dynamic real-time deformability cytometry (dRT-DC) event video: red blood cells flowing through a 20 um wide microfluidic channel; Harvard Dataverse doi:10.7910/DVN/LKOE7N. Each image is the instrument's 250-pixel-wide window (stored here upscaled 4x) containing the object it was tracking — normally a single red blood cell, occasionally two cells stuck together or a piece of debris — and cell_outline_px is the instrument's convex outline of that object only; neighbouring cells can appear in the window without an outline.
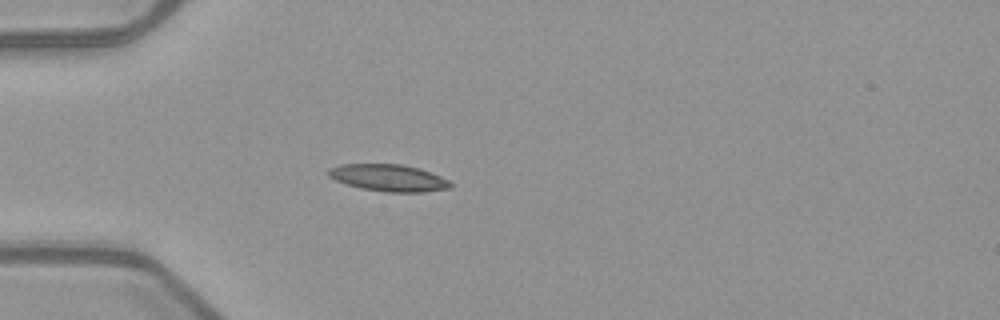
{"species": "common noctule bat (a hibernating species)", "species_latin": "Nyctalus noctula", "temperature_condition": "warm", "stored_images_in_passage": 38, "camera_frame_rate_fps": 3000, "um_per_image_px": 0.085, "animal": {"sex": "female", "body_mass_g": 21.9}, "frame": {"image": 1, "passage_image": 1, "time_ms": 0.0, "image_size_px": [1000, 320], "cell_outline_px": [[452, 188], [424, 192], [384, 192], [360, 188], [336, 180], [328, 176], [328, 168], [340, 164], [404, 164], [420, 168], [440, 176], [448, 180], [452, 184]], "centroid_in_image_um": [33.04, 15.11], "position_along_channel_um": 52.0, "area_um2": 19.25}}
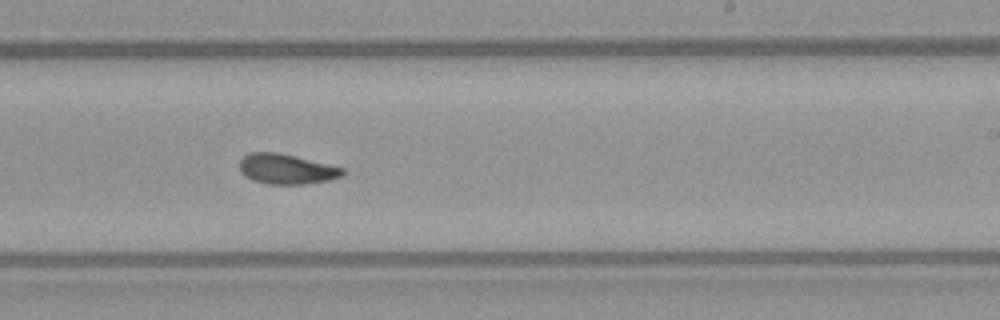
{"frame": {"image": 2, "passage_image": 18, "time_ms": 5.667, "image_size_px": [1000, 320], "cell_outline_px": [[344, 172], [340, 176], [328, 180], [304, 184], [268, 184], [252, 180], [244, 176], [240, 172], [240, 160], [244, 156], [252, 152], [276, 152], [344, 168]], "centroid_in_image_um": [24.3, 14.37], "position_along_channel_um": 264.7, "area_um2": 17.8}}
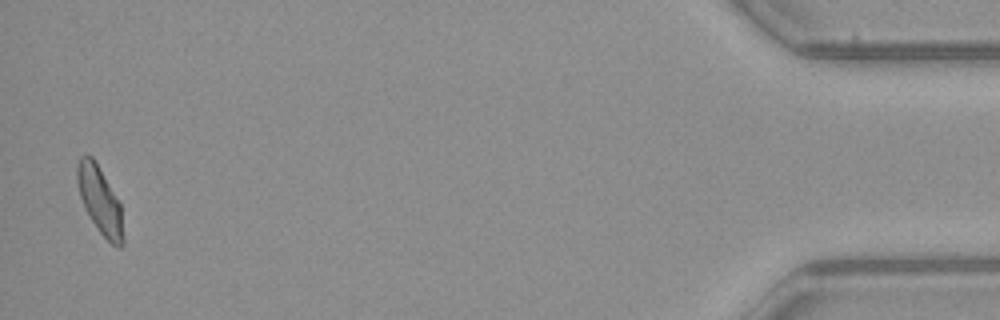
{"frame": {"image": 3, "passage_image": 37, "time_ms": 12.0, "image_size_px": [1000, 320], "cell_outline_px": [[124, 244], [120, 248], [112, 244], [100, 232], [92, 220], [80, 196], [76, 180], [76, 164], [80, 156], [92, 156], [120, 204], [124, 236]], "centroid_in_image_um": [8.49, 17.04], "position_along_channel_um": 426.7, "area_um2": 17.57}, "authors_computed_cell_mechanics": {"area_um2": 18.0047, "velocity_mm_per_s": 3.9662, "shape_relaxation_time_tau1_ms": null, "shape_relaxation_time_tau2_ms": 3.0836, "deformation_change_tau1": null, "deformation_change_tau2": 0.09}}